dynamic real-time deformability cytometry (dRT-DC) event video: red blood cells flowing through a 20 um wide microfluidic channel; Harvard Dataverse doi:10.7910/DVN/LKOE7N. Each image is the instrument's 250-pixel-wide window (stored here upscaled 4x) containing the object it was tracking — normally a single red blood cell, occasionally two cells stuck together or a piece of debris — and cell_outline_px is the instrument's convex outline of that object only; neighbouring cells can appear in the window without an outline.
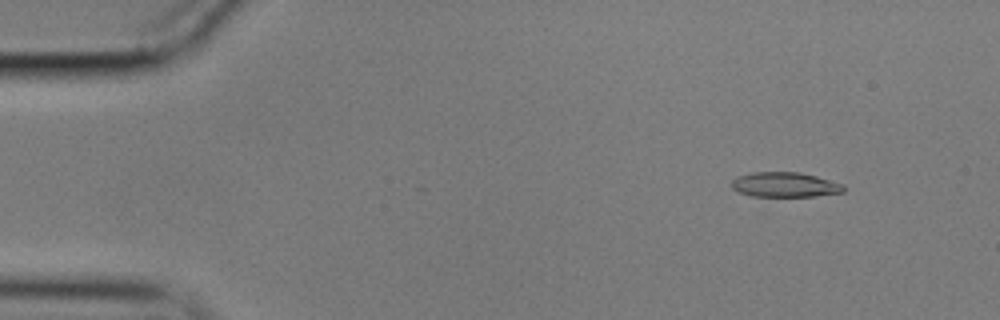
{"species": "common noctule bat (a hibernating species)", "species_latin": "Nyctalus noctula", "temperature_condition": "cold", "stored_images_in_passage": 55, "camera_frame_rate_fps": 3000, "um_per_image_px": 0.085, "animal": {"sex": "male", "body_mass_g": 17.9}, "frame": {"image": 1, "passage_image": 5, "time_ms": 1.333, "image_size_px": [1000, 320], "cell_outline_px": [[844, 192], [816, 196], [752, 196], [740, 192], [732, 188], [732, 180], [736, 176], [752, 172], [800, 172], [816, 176], [844, 184]], "centroid_in_image_um": [66.72, 15.69], "position_along_channel_um": 18.3, "area_um2": 16.24}}
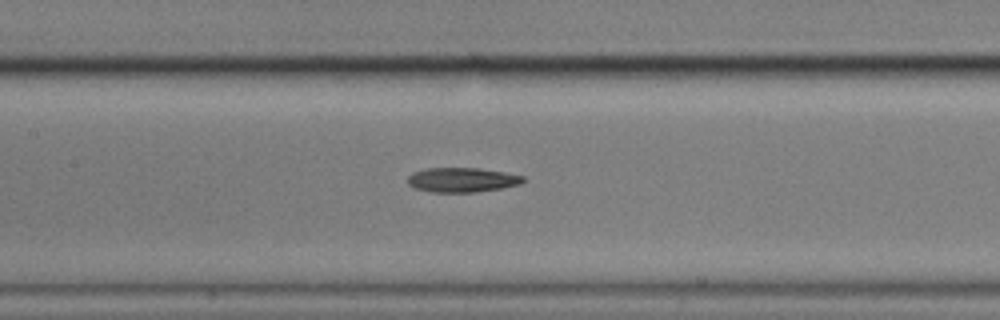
{"frame": {"image": 2, "passage_image": 25, "time_ms": 8.0, "image_size_px": [1000, 320], "cell_outline_px": [[528, 180], [520, 184], [500, 188], [476, 192], [432, 192], [416, 188], [408, 184], [408, 176], [412, 172], [424, 168], [480, 168], [504, 172], [524, 176]], "centroid_in_image_um": [39.29, 15.28], "position_along_channel_um": 168.1, "area_um2": 16.59}}
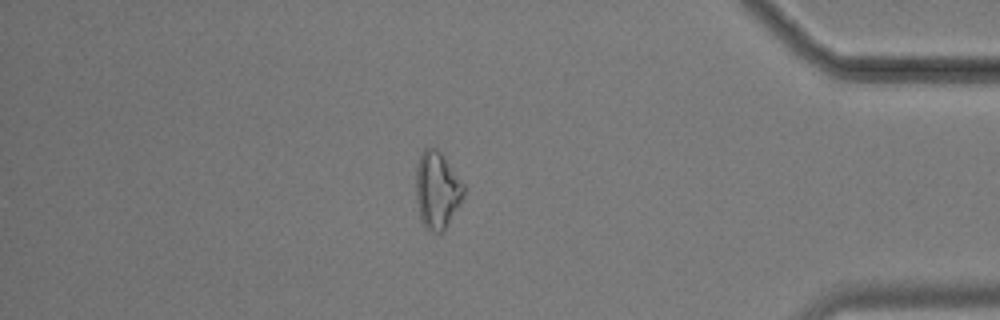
{"frame": {"image": 3, "passage_image": 47, "time_ms": 15.333, "image_size_px": [1000, 320], "cell_outline_px": [[464, 196], [444, 232], [432, 232], [424, 224], [420, 216], [416, 200], [416, 164], [420, 152], [424, 148], [432, 144], [440, 152], [464, 184]], "centroid_in_image_um": [37.14, 16.12], "position_along_channel_um": 398.1, "area_um2": 21.56}, "authors_computed_cell_mechanics": {"area_um2": 16.9354, "velocity_mm_per_s": 3.5883, "shape_relaxation_time_tau1_ms": null, "shape_relaxation_time_tau2_ms": 4.3478, "deformation_change_tau1": null, "deformation_change_tau2": 0.1454}}